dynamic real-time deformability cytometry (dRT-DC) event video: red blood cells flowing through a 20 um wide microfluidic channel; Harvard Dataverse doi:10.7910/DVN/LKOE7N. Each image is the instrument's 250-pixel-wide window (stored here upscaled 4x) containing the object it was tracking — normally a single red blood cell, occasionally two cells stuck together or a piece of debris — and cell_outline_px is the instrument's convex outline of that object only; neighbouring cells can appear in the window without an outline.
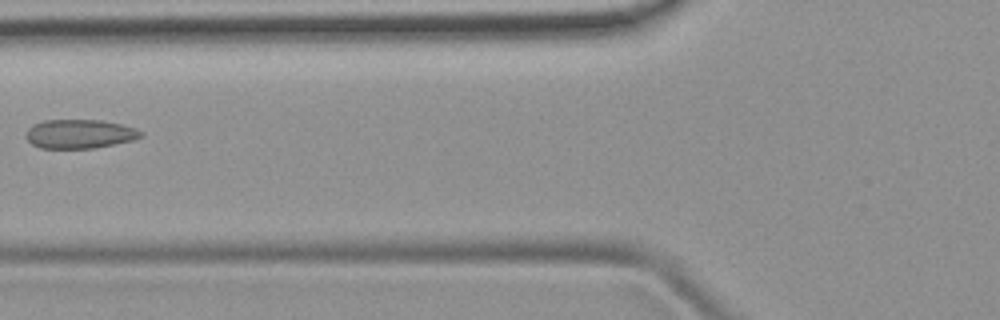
{"species": "common noctule bat (a hibernating species)", "species_latin": "Nyctalus noctula", "temperature_condition": "room temperature", "stored_images_in_passage": 6, "camera_frame_rate_fps": 3000, "um_per_image_px": 0.085, "animal": {"sex": "female", "body_mass_g": 19.9}, "frame": {"image": 1, "passage_image": 6, "time_ms": 5.667, "image_size_px": [1000, 320], "cell_outline_px": [[144, 136], [132, 140], [92, 148], [40, 148], [32, 144], [24, 136], [28, 128], [32, 124], [44, 120], [100, 120], [120, 124], [136, 128], [144, 132]], "centroid_in_image_um": [6.75, 11.37], "position_along_channel_um": 119.1, "area_um2": 19.42}}